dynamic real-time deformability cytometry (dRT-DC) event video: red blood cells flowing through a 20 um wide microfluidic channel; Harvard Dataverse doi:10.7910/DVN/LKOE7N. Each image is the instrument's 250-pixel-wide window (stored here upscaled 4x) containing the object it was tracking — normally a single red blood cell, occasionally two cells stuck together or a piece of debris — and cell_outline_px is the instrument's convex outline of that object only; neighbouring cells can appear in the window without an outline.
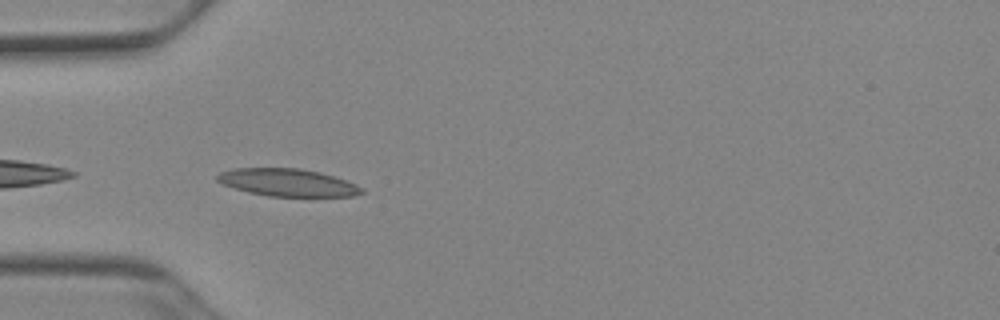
{"species": "Egyptian fruit bat (a non-hibernating species)", "species_latin": "Rousettus aegyptiacus", "temperature_condition": "cold", "stored_images_in_passage": 32, "camera_frame_rate_fps": 3000, "um_per_image_px": 0.085, "animal": {"sex": "female"}, "frame": {"image": 1, "passage_image": 2, "time_ms": 0.333, "image_size_px": [1000, 320], "cell_outline_px": [[364, 192], [352, 196], [268, 196], [248, 192], [224, 184], [216, 180], [216, 176], [220, 172], [232, 168], [300, 168], [320, 172], [356, 184], [364, 188]], "centroid_in_image_um": [24.44, 15.51], "position_along_channel_um": 60.6, "area_um2": 23.0}}
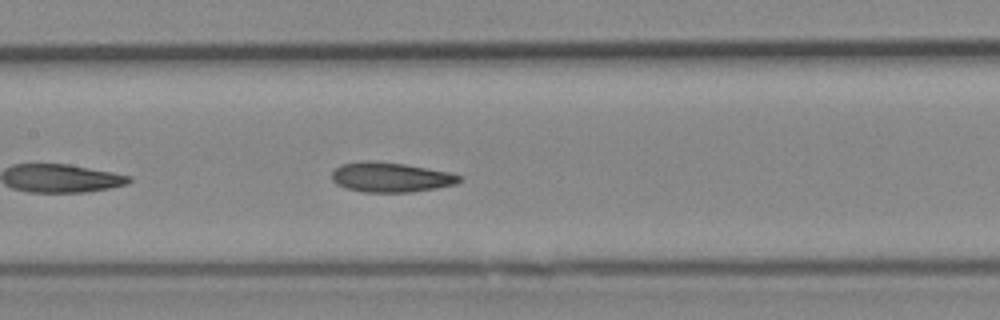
{"frame": {"image": 2, "passage_image": 11, "time_ms": 3.333, "image_size_px": [1000, 320], "cell_outline_px": [[464, 180], [456, 184], [436, 188], [412, 192], [364, 192], [348, 188], [336, 184], [332, 180], [332, 172], [340, 164], [360, 160], [376, 160], [404, 164], [448, 172], [464, 176]], "centroid_in_image_um": [33.22, 15.05], "position_along_channel_um": 174.2, "area_um2": 22.37}}
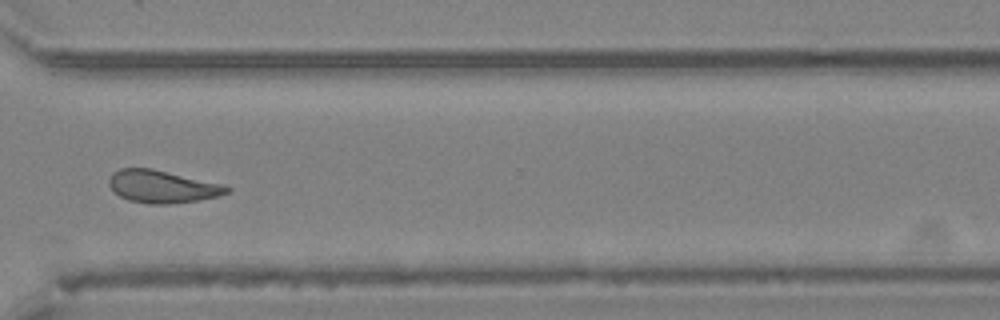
{"frame": {"image": 3, "passage_image": 25, "time_ms": 8.0, "image_size_px": [1000, 320], "cell_outline_px": [[232, 188], [228, 192], [220, 196], [200, 200], [168, 204], [148, 204], [128, 200], [120, 196], [108, 184], [108, 180], [112, 172], [120, 168], [152, 168], [224, 184]], "centroid_in_image_um": [13.81, 15.85], "position_along_channel_um": 356.8, "area_um2": 22.54}, "authors_computed_cell_mechanics": {"area_um2": 22.1663, "velocity_mm_per_s": 3.915, "shape_relaxation_time_tau1_ms": 5.4137, "shape_relaxation_time_tau2_ms": 4.1145, "deformation_change_tau1": 0.1134, "deformation_change_tau2": 0.112}}